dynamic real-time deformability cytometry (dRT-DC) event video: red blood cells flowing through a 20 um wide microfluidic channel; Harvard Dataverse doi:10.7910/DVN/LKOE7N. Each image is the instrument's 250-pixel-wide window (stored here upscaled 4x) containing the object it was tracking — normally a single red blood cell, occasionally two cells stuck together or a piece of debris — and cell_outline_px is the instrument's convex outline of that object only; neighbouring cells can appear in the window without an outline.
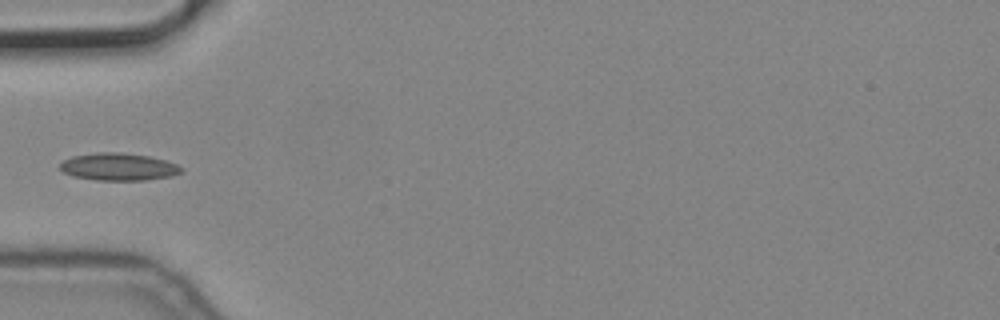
{"species": "common noctule bat (a hibernating species)", "species_latin": "Nyctalus noctula", "temperature_condition": "cold", "stored_images_in_passage": 4, "camera_frame_rate_fps": 3000, "um_per_image_px": 0.085, "animal": {"sex": "male", "body_mass_g": 19.2, "forearm_length_mm": 51.8}, "frame": {"image": 1, "passage_image": 4, "time_ms": 1.0, "image_size_px": [1000, 320], "cell_outline_px": [[184, 172], [172, 176], [144, 180], [96, 180], [72, 176], [64, 172], [60, 168], [60, 164], [64, 160], [72, 156], [96, 152], [120, 152], [148, 156], [164, 160], [176, 164], [184, 168]], "centroid_in_image_um": [10.09, 14.18], "position_along_channel_um": 74.9, "area_um2": 19.42}}